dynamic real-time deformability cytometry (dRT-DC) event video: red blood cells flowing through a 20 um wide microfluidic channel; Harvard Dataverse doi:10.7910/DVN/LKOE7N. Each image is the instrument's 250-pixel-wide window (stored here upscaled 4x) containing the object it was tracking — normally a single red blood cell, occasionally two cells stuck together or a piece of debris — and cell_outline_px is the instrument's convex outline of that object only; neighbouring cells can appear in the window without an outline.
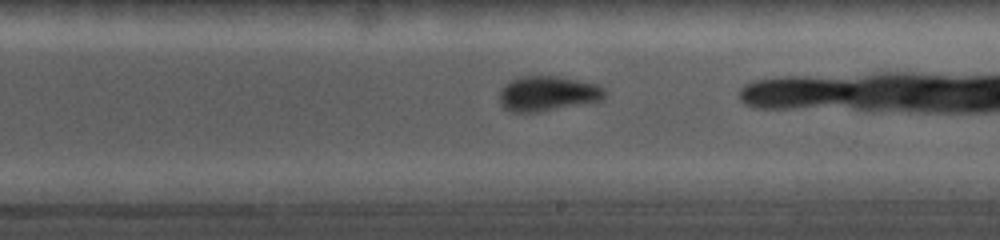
{"species": "common noctule bat (a hibernating species)", "species_latin": "Nyctalus noctula", "temperature_condition": "cold", "stored_images_in_passage": 39, "camera_frame_rate_fps": 5000, "um_per_image_px": 0.085, "animal": {"sex": "female", "body_mass_g": 19.0, "forearm_length_mm": 56.7}, "frame": {"image": 1, "passage_image": 17, "time_ms": 3.2, "image_size_px": [1000, 240], "cell_outline_px": [[608, 92], [604, 100], [540, 112], [512, 112], [504, 108], [500, 104], [500, 88], [504, 84], [512, 80], [524, 76], [556, 76], [600, 84]], "centroid_in_image_um": [46.6, 7.96], "position_along_channel_um": 242.4, "area_um2": 21.79}}
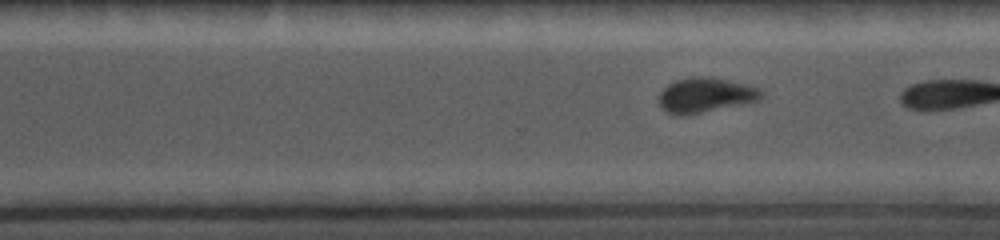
{"frame": {"image": 2, "passage_image": 25, "time_ms": 4.8, "image_size_px": [1000, 240], "cell_outline_px": [[764, 92], [756, 100], [740, 104], [680, 116], [668, 112], [660, 108], [660, 92], [668, 84], [676, 80], [692, 76], [704, 76], [728, 80], [760, 88]], "centroid_in_image_um": [59.92, 8.07], "position_along_channel_um": 310.7, "area_um2": 20.29}}
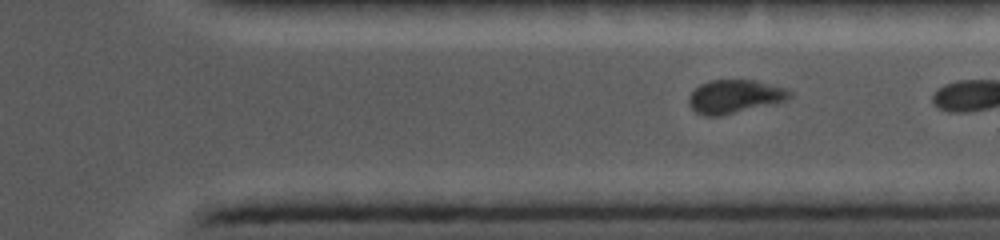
{"frame": {"image": 3, "passage_image": 29, "time_ms": 5.6, "image_size_px": [1000, 240], "cell_outline_px": [[792, 96], [788, 100], [776, 104], [720, 116], [704, 116], [696, 112], [688, 104], [688, 96], [700, 84], [708, 80], [756, 80], [784, 88], [792, 92]], "centroid_in_image_um": [62.46, 8.21], "position_along_channel_um": 348.9, "area_um2": 19.94}}